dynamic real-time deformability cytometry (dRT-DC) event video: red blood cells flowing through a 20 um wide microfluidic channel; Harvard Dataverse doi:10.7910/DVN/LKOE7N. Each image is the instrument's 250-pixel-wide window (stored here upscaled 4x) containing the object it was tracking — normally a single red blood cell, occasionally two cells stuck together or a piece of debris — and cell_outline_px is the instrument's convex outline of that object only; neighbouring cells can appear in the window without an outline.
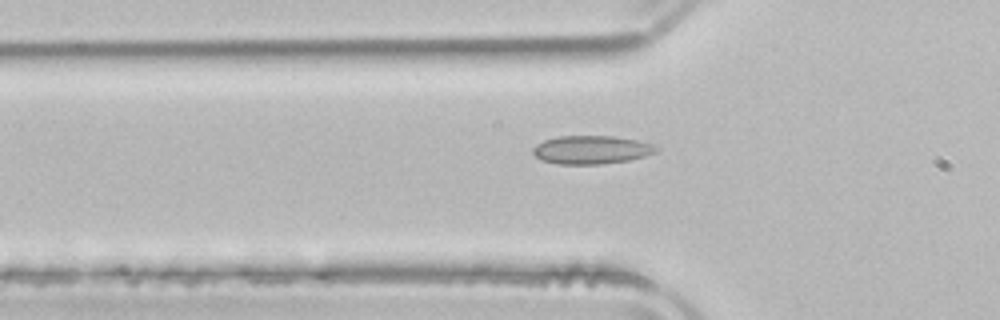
{"species": "common noctule bat (a hibernating species)", "species_latin": "Nyctalus noctula", "temperature_condition": "room temperature", "stored_images_in_passage": 34, "camera_frame_rate_fps": 3000, "um_per_image_px": 0.085, "animal": {"sex": "male", "body_mass_g": 21.5, "forearm_length_mm": 52.0}, "frame": {"image": 1, "passage_image": 2, "time_ms": 0.333, "image_size_px": [1000, 320], "cell_outline_px": [[660, 148], [656, 152], [644, 156], [628, 160], [604, 164], [556, 164], [540, 160], [532, 152], [532, 148], [536, 144], [544, 140], [560, 136], [616, 136], [636, 140], [652, 144]], "centroid_in_image_um": [50.25, 12.73], "position_along_channel_um": 75.6, "area_um2": 20.46}}
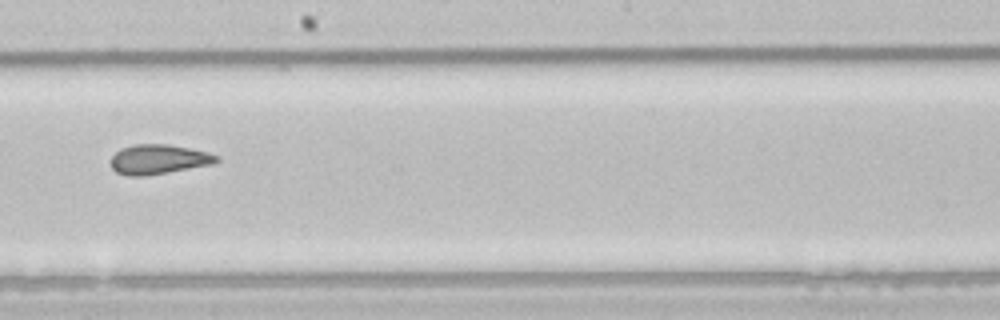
{"frame": {"image": 2, "passage_image": 14, "time_ms": 4.333, "image_size_px": [1000, 320], "cell_outline_px": [[220, 160], [212, 164], [144, 176], [128, 176], [116, 172], [112, 168], [112, 156], [120, 148], [132, 144], [168, 144], [208, 152], [220, 156]], "centroid_in_image_um": [13.47, 13.53], "position_along_channel_um": 234.7, "area_um2": 18.21}}
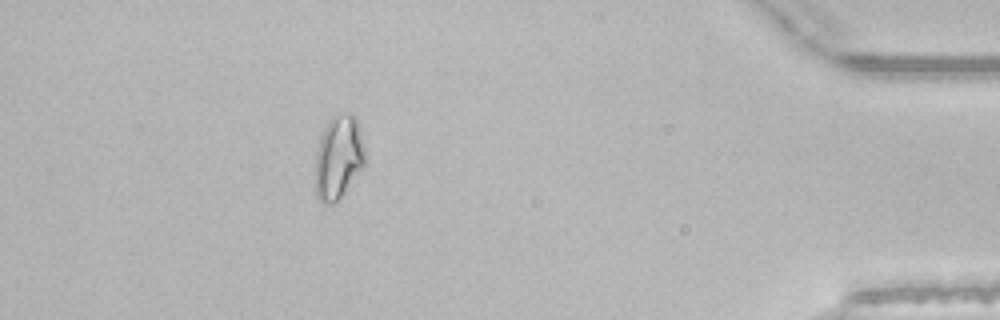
{"frame": {"image": 3, "passage_image": 31, "time_ms": 10.0, "image_size_px": [1000, 320], "cell_outline_px": [[364, 164], [344, 192], [332, 204], [324, 204], [316, 196], [316, 152], [320, 136], [328, 120], [332, 116], [348, 112], [352, 112], [356, 116], [364, 148]], "centroid_in_image_um": [28.75, 13.32], "position_along_channel_um": 406.4, "area_um2": 23.93}}